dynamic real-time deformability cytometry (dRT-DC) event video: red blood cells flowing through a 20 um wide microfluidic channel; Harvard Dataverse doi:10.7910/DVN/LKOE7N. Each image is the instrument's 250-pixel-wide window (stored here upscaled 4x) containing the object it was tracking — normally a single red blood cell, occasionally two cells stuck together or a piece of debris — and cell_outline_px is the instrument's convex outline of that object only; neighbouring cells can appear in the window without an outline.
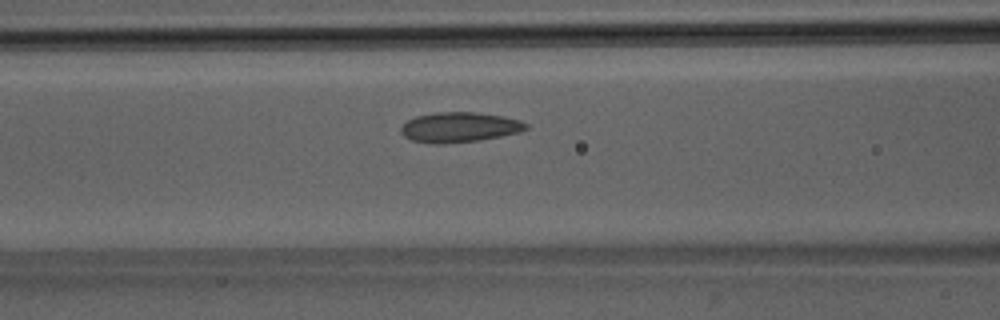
{"species": "Egyptian fruit bat (a non-hibernating species)", "species_latin": "Rousettus aegyptiacus", "temperature_condition": "room temperature", "stored_images_in_passage": 44, "camera_frame_rate_fps": 3000, "um_per_image_px": 0.085, "animal": {"sex": "male"}, "frame": {"image": 1, "passage_image": 15, "time_ms": 4.667, "image_size_px": [1000, 320], "cell_outline_px": [[528, 128], [520, 132], [480, 140], [444, 144], [432, 144], [412, 140], [404, 136], [400, 132], [400, 128], [408, 120], [416, 116], [436, 112], [476, 112], [504, 116], [520, 120], [528, 124]], "centroid_in_image_um": [39.05, 10.81], "position_along_channel_um": 127.5, "area_um2": 22.02}}
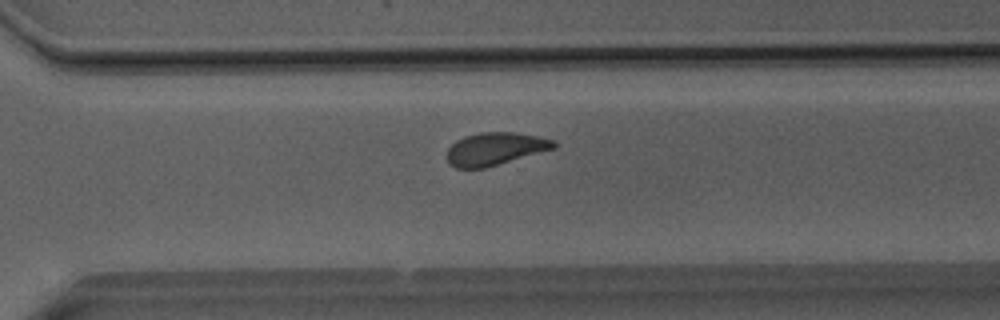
{"frame": {"image": 2, "passage_image": 30, "time_ms": 9.667, "image_size_px": [1000, 320], "cell_outline_px": [[556, 148], [484, 168], [456, 168], [448, 164], [448, 148], [456, 140], [464, 136], [480, 132], [516, 132], [556, 140]], "centroid_in_image_um": [42.09, 12.64], "position_along_channel_um": 328.5, "area_um2": 20.35}}
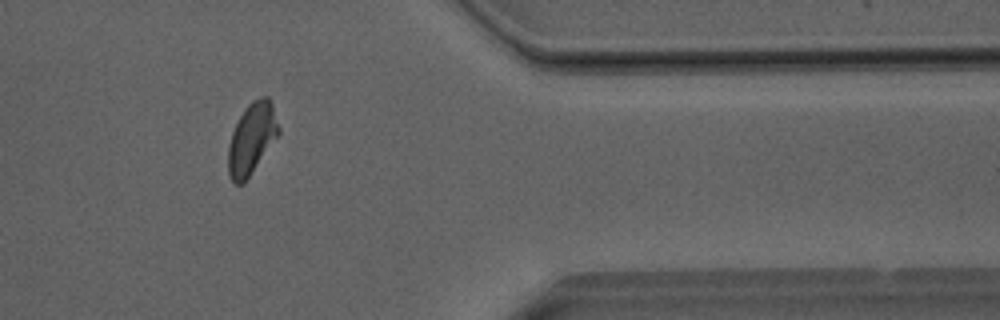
{"frame": {"image": 3, "passage_image": 36, "time_ms": 11.667, "image_size_px": [1000, 320], "cell_outline_px": [[280, 132], [248, 176], [240, 184], [236, 184], [232, 180], [228, 172], [228, 144], [232, 132], [244, 108], [252, 100], [260, 96], [268, 96], [272, 104], [280, 128]], "centroid_in_image_um": [21.39, 11.71], "position_along_channel_um": 390.0, "area_um2": 20.46}}